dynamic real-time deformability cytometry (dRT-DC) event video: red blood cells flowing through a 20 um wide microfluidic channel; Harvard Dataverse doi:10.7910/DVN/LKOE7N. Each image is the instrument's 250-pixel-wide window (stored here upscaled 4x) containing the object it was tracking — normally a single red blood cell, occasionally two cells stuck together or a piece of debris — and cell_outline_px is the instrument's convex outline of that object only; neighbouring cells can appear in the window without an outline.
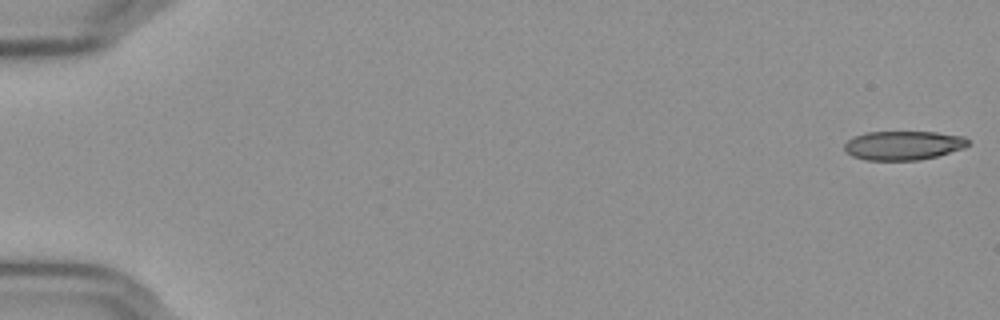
{"species": "Egyptian fruit bat (a non-hibernating species)", "species_latin": "Rousettus aegyptiacus", "temperature_condition": "cold", "stored_images_in_passage": 56, "camera_frame_rate_fps": 3000, "um_per_image_px": 0.085, "frame": {"image": 1, "passage_image": 1, "time_ms": 0.0, "image_size_px": [1000, 320], "cell_outline_px": [[968, 144], [964, 148], [936, 156], [920, 160], [864, 160], [852, 156], [844, 148], [844, 144], [852, 136], [868, 132], [936, 132], [964, 136], [968, 140]], "centroid_in_image_um": [76.76, 12.35], "position_along_channel_um": 8.2, "area_um2": 20.92}}
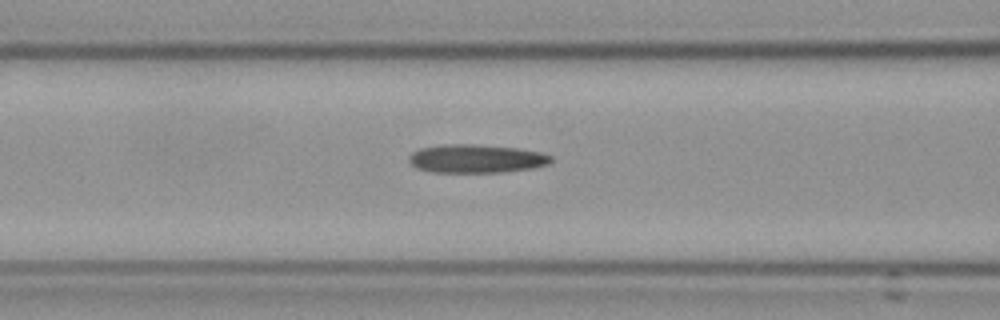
{"frame": {"image": 2, "passage_image": 24, "time_ms": 7.667, "image_size_px": [1000, 320], "cell_outline_px": [[552, 160], [548, 164], [532, 168], [500, 172], [432, 172], [416, 168], [408, 160], [412, 152], [420, 148], [444, 144], [476, 144], [516, 148], [540, 152], [552, 156]], "centroid_in_image_um": [40.46, 13.48], "position_along_channel_um": 126.1, "area_um2": 23.47}}
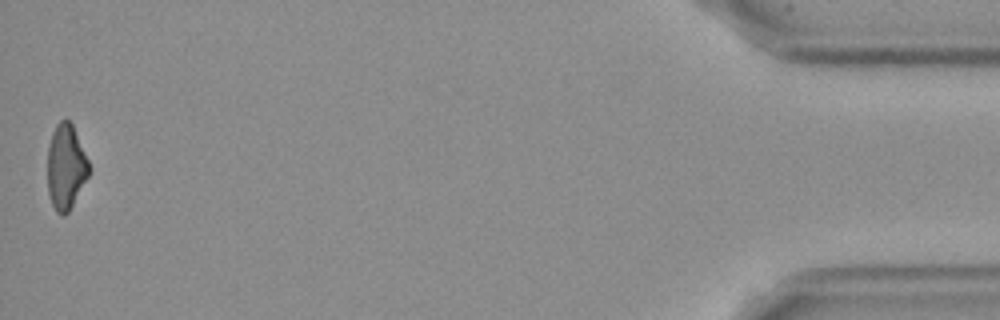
{"frame": {"image": 3, "passage_image": 56, "time_ms": 18.333, "image_size_px": [1000, 320], "cell_outline_px": [[92, 168], [88, 176], [68, 212], [64, 216], [56, 212], [52, 204], [48, 192], [48, 148], [52, 132], [56, 124], [60, 120], [68, 120], [72, 124]], "centroid_in_image_um": [5.6, 14.18], "position_along_channel_um": 429.6, "area_um2": 20.46}}